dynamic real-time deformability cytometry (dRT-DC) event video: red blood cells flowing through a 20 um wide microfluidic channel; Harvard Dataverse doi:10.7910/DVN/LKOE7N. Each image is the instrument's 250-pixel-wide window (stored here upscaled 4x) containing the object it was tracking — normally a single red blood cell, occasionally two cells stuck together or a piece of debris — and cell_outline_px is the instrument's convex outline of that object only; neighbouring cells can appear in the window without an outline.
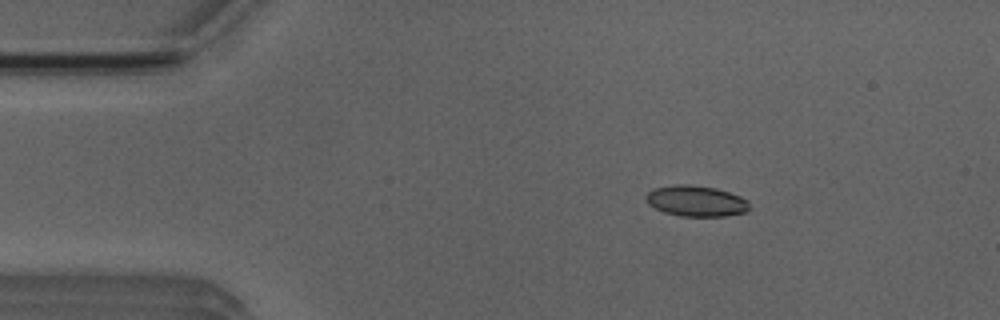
{"species": "Egyptian fruit bat (a non-hibernating species)", "species_latin": "Rousettus aegyptiacus", "temperature_condition": "room temperature", "stored_images_in_passage": 5, "camera_frame_rate_fps": 3000, "um_per_image_px": 0.085, "animal": {"sex": "male"}, "frame": {"image": 1, "passage_image": 2, "time_ms": 1.333, "image_size_px": [1000, 320], "cell_outline_px": [[748, 208], [744, 212], [724, 216], [680, 216], [664, 212], [648, 204], [644, 196], [648, 192], [656, 188], [676, 184], [688, 184], [716, 188], [740, 196], [748, 200]], "centroid_in_image_um": [59.14, 17.08], "position_along_channel_um": 25.9, "area_um2": 18.44}}
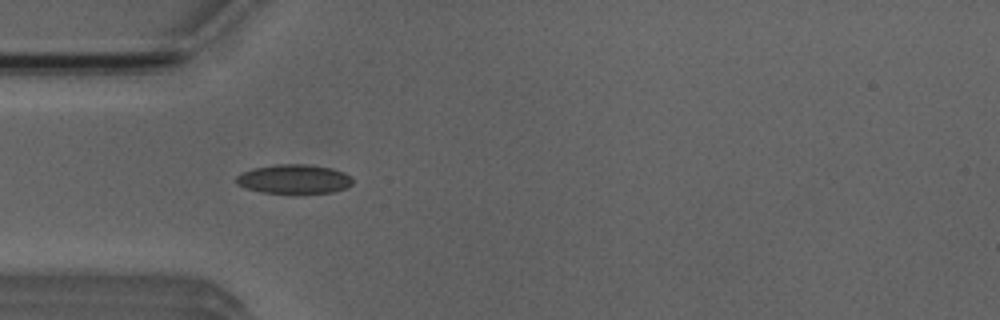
{"frame": {"image": 2, "passage_image": 4, "time_ms": 3.667, "image_size_px": [1000, 320], "cell_outline_px": [[352, 184], [348, 188], [332, 192], [260, 192], [244, 188], [236, 184], [236, 176], [240, 172], [252, 168], [276, 164], [308, 164], [332, 168], [344, 172], [352, 176]], "centroid_in_image_um": [24.98, 15.2], "position_along_channel_um": 60.0, "area_um2": 19.88}}